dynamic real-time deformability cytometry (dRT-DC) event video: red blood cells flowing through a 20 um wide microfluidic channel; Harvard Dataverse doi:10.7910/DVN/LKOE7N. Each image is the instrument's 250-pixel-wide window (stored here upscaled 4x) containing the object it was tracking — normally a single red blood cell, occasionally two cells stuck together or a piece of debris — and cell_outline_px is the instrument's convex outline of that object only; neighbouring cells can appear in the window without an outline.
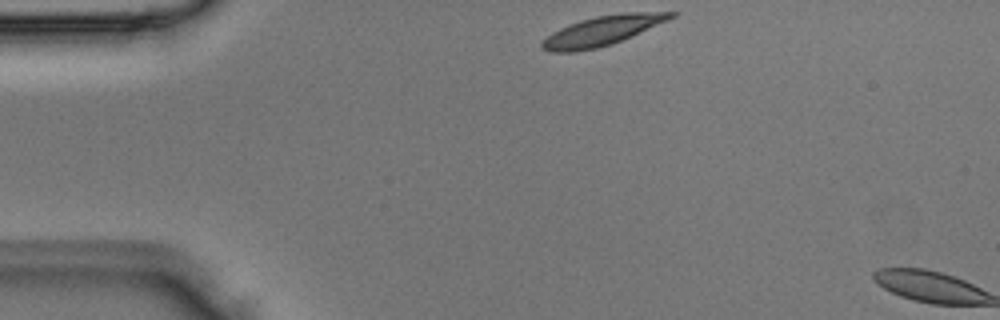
{"species": "Egyptian fruit bat (a non-hibernating species)", "species_latin": "Rousettus aegyptiacus", "temperature_condition": "room temperature", "stored_images_in_passage": 2, "camera_frame_rate_fps": 3000, "um_per_image_px": 0.085, "animal": {"sex": "male"}, "frame": {"image": 1, "passage_image": 1, "time_ms": 0.0, "image_size_px": [1000, 320], "cell_outline_px": [[680, 12], [676, 16], [668, 20], [632, 36], [612, 44], [596, 48], [576, 52], [552, 52], [540, 48], [540, 44], [552, 32], [560, 28], [580, 20], [596, 16], [624, 12]], "centroid_in_image_um": [51.2, 2.61], "position_along_channel_um": 33.8, "area_um2": 22.14}}